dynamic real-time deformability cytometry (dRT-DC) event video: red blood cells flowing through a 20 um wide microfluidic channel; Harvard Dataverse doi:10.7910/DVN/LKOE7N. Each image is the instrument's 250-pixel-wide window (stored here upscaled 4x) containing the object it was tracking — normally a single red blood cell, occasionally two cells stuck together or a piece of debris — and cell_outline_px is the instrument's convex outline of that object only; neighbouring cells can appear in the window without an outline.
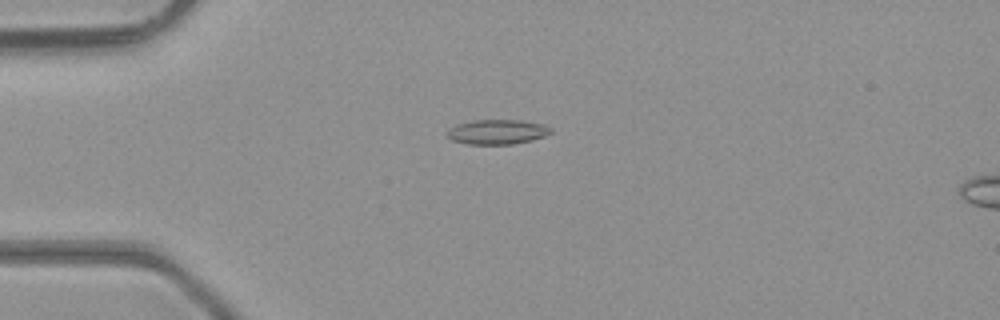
{"species": "common noctule bat (a hibernating species)", "species_latin": "Nyctalus noctula", "temperature_condition": "room temperature", "stored_images_in_passage": 3, "camera_frame_rate_fps": 3000, "um_per_image_px": 0.085, "animal": {"sex": "male", "body_mass_g": 23.1, "forearm_length_mm": 52.7}, "frame": {"image": 1, "passage_image": 1, "time_ms": 0.0, "image_size_px": [1000, 320], "cell_outline_px": [[552, 132], [544, 136], [532, 140], [512, 144], [468, 144], [452, 140], [448, 136], [448, 132], [452, 128], [460, 124], [476, 120], [520, 120], [540, 124], [552, 128]], "centroid_in_image_um": [42.31, 11.22], "position_along_channel_um": 42.7, "area_um2": 14.57}}
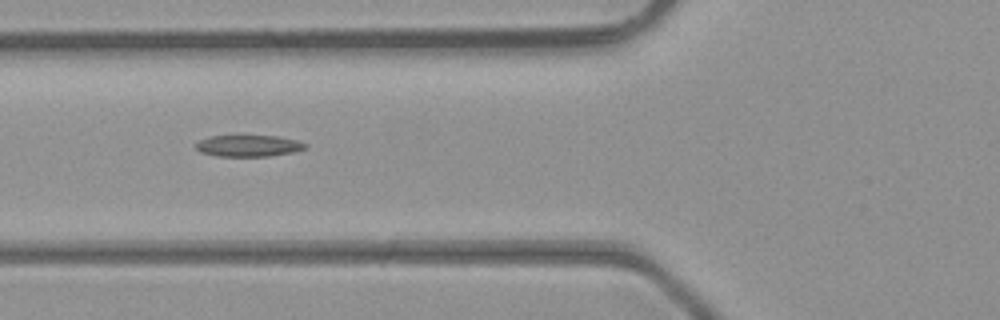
{"frame": {"image": 2, "passage_image": 3, "time_ms": 0.667, "image_size_px": [1000, 320], "cell_outline_px": [[308, 148], [292, 152], [268, 156], [216, 156], [200, 152], [196, 148], [196, 144], [200, 140], [212, 136], [276, 136], [296, 140], [308, 144]], "centroid_in_image_um": [21.14, 12.4], "position_along_channel_um": 104.7, "area_um2": 13.58}}